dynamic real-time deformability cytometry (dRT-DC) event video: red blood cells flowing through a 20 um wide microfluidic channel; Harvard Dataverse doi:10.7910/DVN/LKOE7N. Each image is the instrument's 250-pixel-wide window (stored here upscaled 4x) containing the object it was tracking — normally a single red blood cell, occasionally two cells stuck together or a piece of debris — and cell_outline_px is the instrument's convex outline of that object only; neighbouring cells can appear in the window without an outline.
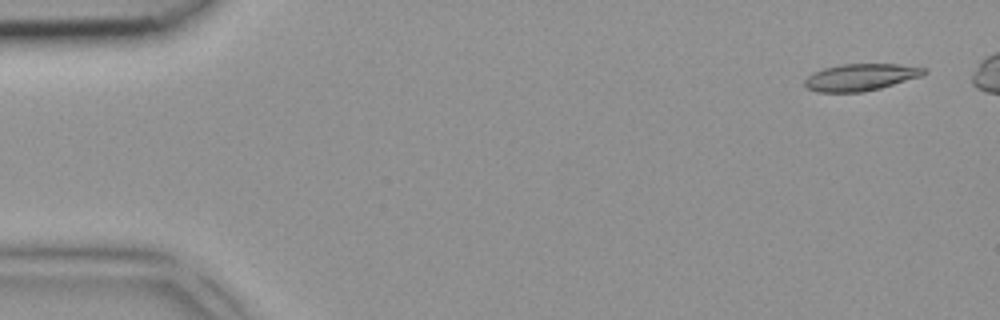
{"species": "common noctule bat (a hibernating species)", "species_latin": "Nyctalus noctula", "temperature_condition": "room temperature", "stored_images_in_passage": 3, "segment_of_instrument_passage": [2, 2], "camera_frame_rate_fps": 3000, "um_per_image_px": 0.085, "animal": {"sex": "female", "body_mass_g": 18.4}, "frame": {"image": 1, "passage_image": 3, "time_ms": 0.667, "image_size_px": [1000, 320], "cell_outline_px": [[928, 72], [920, 76], [880, 88], [864, 92], [816, 92], [808, 88], [804, 84], [804, 80], [812, 72], [824, 68], [840, 64], [900, 64], [928, 68]], "centroid_in_image_um": [73.15, 6.55], "position_along_channel_um": 11.9, "area_um2": 18.79}}